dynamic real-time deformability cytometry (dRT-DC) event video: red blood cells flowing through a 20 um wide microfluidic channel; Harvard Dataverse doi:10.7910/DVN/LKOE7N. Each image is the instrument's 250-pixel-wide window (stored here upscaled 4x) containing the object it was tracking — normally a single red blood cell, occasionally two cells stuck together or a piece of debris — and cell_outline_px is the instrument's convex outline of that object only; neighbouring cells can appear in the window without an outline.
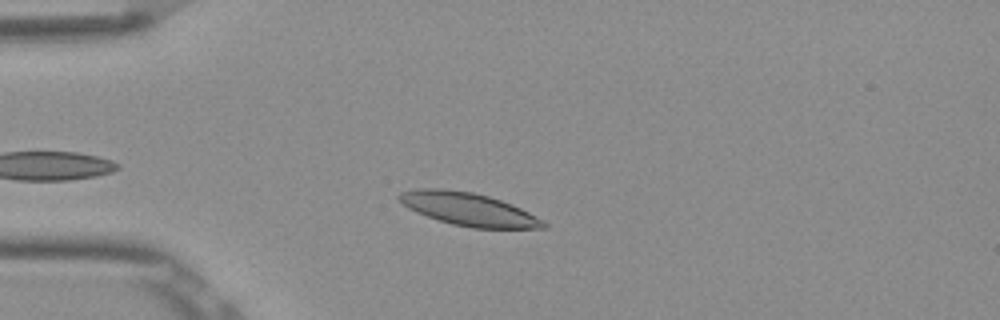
{"species": "Egyptian fruit bat (a non-hibernating species)", "species_latin": "Rousettus aegyptiacus", "temperature_condition": "room temperature", "stored_images_in_passage": 43, "camera_frame_rate_fps": 3000, "um_per_image_px": 0.085, "frame": {"image": 1, "passage_image": 7, "time_ms": 2.0, "image_size_px": [1000, 320], "cell_outline_px": [[548, 228], [472, 228], [452, 224], [416, 212], [408, 208], [396, 196], [400, 192], [416, 188], [440, 188], [472, 192], [488, 196], [512, 204], [544, 220], [548, 224]], "centroid_in_image_um": [39.83, 17.78], "position_along_channel_um": 45.2, "area_um2": 27.57}}
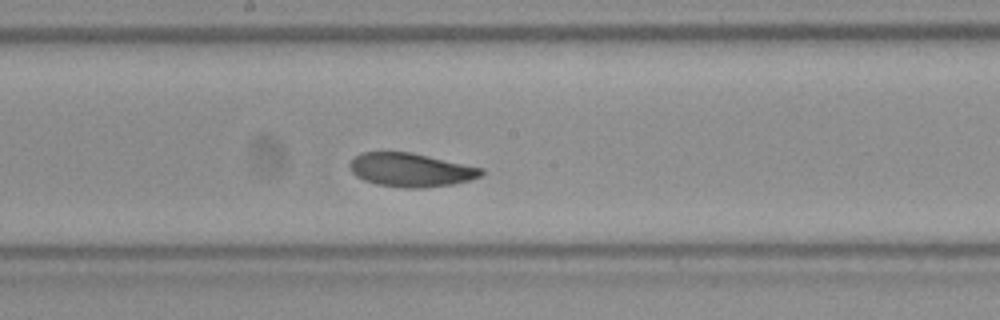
{"frame": {"image": 2, "passage_image": 22, "time_ms": 7.0, "image_size_px": [1000, 320], "cell_outline_px": [[484, 172], [480, 176], [468, 180], [452, 184], [424, 188], [404, 188], [376, 184], [364, 180], [356, 176], [352, 172], [348, 164], [360, 152], [412, 152], [484, 168]], "centroid_in_image_um": [34.91, 14.44], "position_along_channel_um": 213.3, "area_um2": 25.84}}
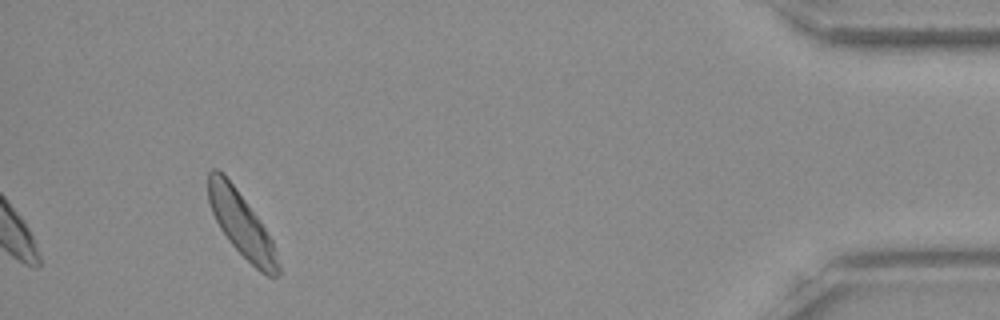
{"frame": {"image": 3, "passage_image": 43, "time_ms": 14.0, "image_size_px": [1000, 320], "cell_outline_px": [[280, 276], [268, 276], [260, 272], [228, 240], [220, 228], [212, 212], [208, 200], [208, 172], [212, 168], [216, 168], [224, 172], [260, 220], [272, 240], [280, 268]], "centroid_in_image_um": [20.51, 19.03], "position_along_channel_um": 414.7, "area_um2": 25.95}, "authors_computed_cell_mechanics": {"area_um2": 25.9522, "velocity_mm_per_s": 3.8019, "shape_relaxation_time_tau1_ms": 2.177, "shape_relaxation_time_tau2_ms": 2.5522, "deformation_change_tau1": 0.1008, "deformation_change_tau2": 0.0834}}